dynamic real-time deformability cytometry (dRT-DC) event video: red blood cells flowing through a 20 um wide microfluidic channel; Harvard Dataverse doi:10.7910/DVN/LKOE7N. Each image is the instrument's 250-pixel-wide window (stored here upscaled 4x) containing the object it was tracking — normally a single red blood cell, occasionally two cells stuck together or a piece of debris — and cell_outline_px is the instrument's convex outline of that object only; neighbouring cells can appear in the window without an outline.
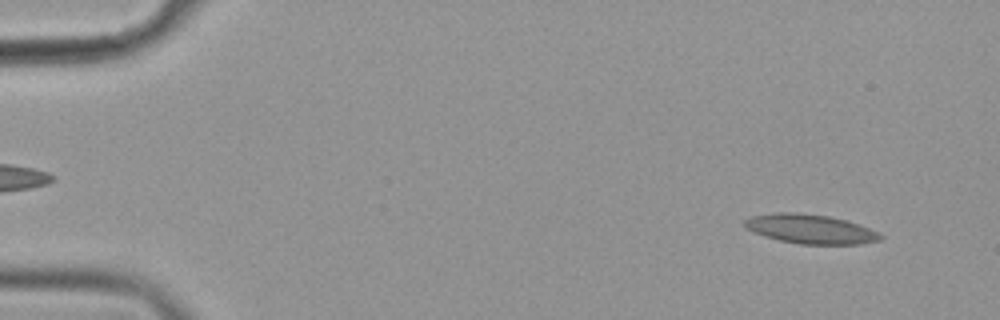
{"species": "common noctule bat (a hibernating species)", "species_latin": "Nyctalus noctula", "temperature_condition": "cold", "stored_images_in_passage": 57, "segment_of_instrument_passage": [1, 2], "camera_frame_rate_fps": 3000, "um_per_image_px": 0.085, "animal": {"sex": "female", "body_mass_g": 19.9}, "frame": {"image": 1, "passage_image": 4, "time_ms": 1.0, "image_size_px": [1000, 320], "cell_outline_px": [[884, 236], [880, 240], [860, 244], [800, 244], [780, 240], [764, 236], [748, 228], [744, 224], [744, 220], [752, 216], [776, 212], [796, 212], [828, 216], [844, 220], [880, 232]], "centroid_in_image_um": [68.9, 19.46], "position_along_channel_um": 16.1, "area_um2": 22.89}}
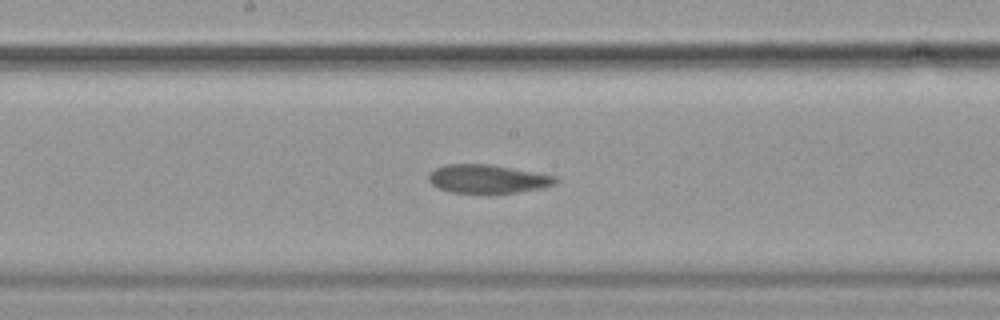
{"frame": {"image": 2, "passage_image": 30, "time_ms": 9.667, "image_size_px": [1000, 320], "cell_outline_px": [[556, 184], [540, 188], [516, 192], [448, 192], [436, 188], [428, 180], [428, 172], [444, 164], [492, 164], [540, 172], [556, 176]], "centroid_in_image_um": [41.42, 15.18], "position_along_channel_um": 206.8, "area_um2": 21.21}}
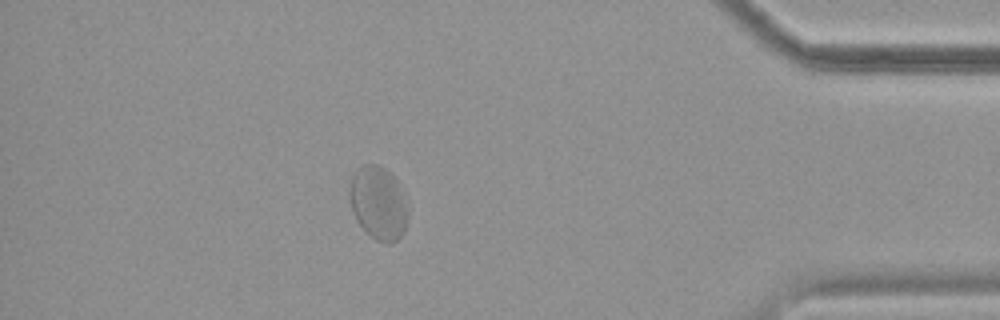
{"frame": {"image": 3, "passage_image": 50, "time_ms": 16.333, "image_size_px": [1000, 320], "cell_outline_px": [[408, 220], [404, 232], [392, 244], [388, 244], [376, 240], [364, 232], [356, 220], [348, 196], [348, 188], [352, 176], [356, 168], [364, 164], [376, 164], [384, 168], [400, 184], [408, 208]], "centroid_in_image_um": [32.15, 17.27], "position_along_channel_um": 403.1, "area_um2": 25.43}}